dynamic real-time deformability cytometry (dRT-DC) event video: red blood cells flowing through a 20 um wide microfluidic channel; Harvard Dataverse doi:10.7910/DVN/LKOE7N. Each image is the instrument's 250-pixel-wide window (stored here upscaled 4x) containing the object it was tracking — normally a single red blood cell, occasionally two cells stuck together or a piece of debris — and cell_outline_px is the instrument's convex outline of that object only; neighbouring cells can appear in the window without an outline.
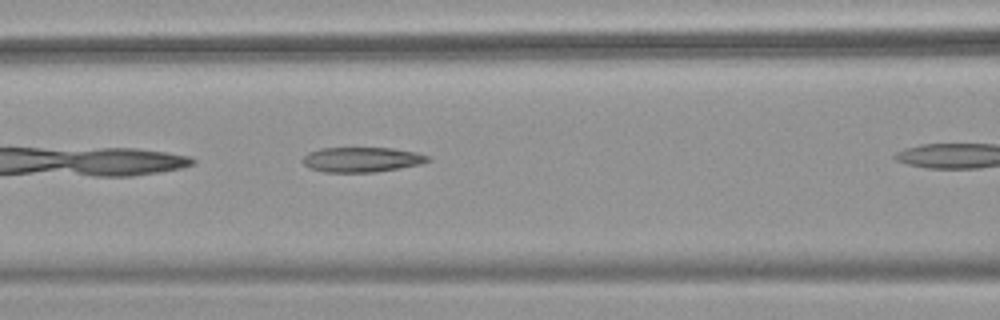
{"species": "common noctule bat (a hibernating species)", "species_latin": "Nyctalus noctula", "temperature_condition": "warm", "stored_images_in_passage": 17, "camera_frame_rate_fps": 3000, "um_per_image_px": 0.085, "animal": {"sex": "female", "body_mass_g": 18.4}, "frame": {"image": 1, "passage_image": 8, "time_ms": 2.333, "image_size_px": [1000, 320], "cell_outline_px": [[432, 160], [420, 164], [400, 168], [376, 172], [324, 172], [308, 168], [300, 160], [308, 152], [320, 148], [392, 148], [416, 152], [428, 156]], "centroid_in_image_um": [30.72, 13.56], "position_along_channel_um": 135.9, "area_um2": 18.32}}
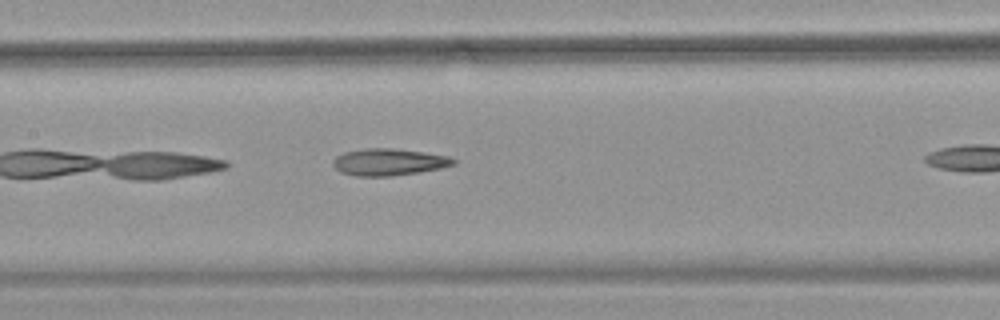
{"frame": {"image": 2, "passage_image": 11, "time_ms": 3.333, "image_size_px": [1000, 320], "cell_outline_px": [[456, 164], [440, 168], [392, 176], [356, 176], [340, 172], [332, 164], [332, 160], [336, 156], [344, 152], [364, 148], [392, 148], [448, 156], [456, 160]], "centroid_in_image_um": [33.0, 13.77], "position_along_channel_um": 174.4, "area_um2": 18.73}}